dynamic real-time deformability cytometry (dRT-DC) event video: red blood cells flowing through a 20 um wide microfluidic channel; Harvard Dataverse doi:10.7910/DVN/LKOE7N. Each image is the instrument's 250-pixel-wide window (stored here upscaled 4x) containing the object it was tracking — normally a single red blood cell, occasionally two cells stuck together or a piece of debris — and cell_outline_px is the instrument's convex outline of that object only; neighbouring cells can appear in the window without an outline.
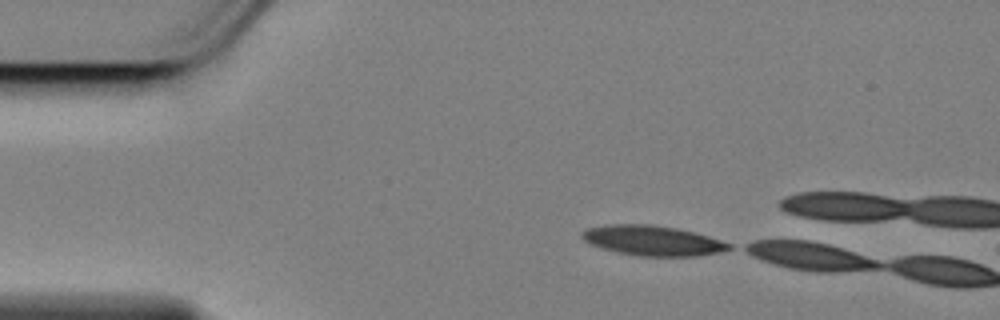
{"species": "Egyptian fruit bat (a non-hibernating species)", "species_latin": "Rousettus aegyptiacus", "temperature_condition": "cold", "stored_images_in_passage": 3, "camera_frame_rate_fps": 3000, "um_per_image_px": 0.085, "animal": {"sex": "female"}, "frame": {"image": 1, "passage_image": 1, "time_ms": 0.0, "image_size_px": [1000, 320], "cell_outline_px": [[732, 248], [720, 252], [700, 256], [640, 256], [616, 252], [592, 244], [584, 240], [580, 236], [580, 232], [588, 228], [608, 224], [648, 224], [676, 228], [708, 236], [732, 244]], "centroid_in_image_um": [55.47, 20.45], "position_along_channel_um": 29.5, "area_um2": 25.61}}